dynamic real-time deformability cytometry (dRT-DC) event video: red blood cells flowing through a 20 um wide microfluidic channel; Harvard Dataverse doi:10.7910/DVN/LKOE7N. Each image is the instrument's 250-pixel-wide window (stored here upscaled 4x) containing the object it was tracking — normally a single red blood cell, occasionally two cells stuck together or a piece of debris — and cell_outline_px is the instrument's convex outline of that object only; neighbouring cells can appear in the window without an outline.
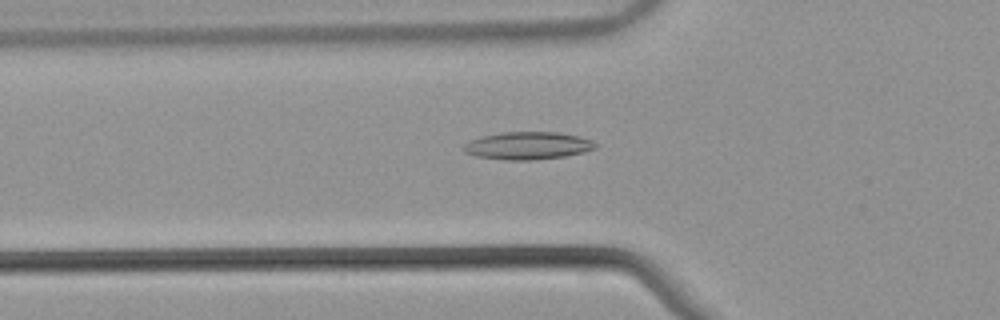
{"species": "common noctule bat (a hibernating species)", "species_latin": "Nyctalus noctula", "temperature_condition": "warm", "stored_images_in_passage": 53, "camera_frame_rate_fps": 3000, "um_per_image_px": 0.085, "animal": {"sex": "male", "body_mass_g": 21.5, "forearm_length_mm": 52.0}, "frame": {"image": 1, "passage_image": 19, "time_ms": 6.0, "image_size_px": [1000, 320], "cell_outline_px": [[596, 148], [584, 152], [564, 156], [532, 160], [504, 160], [476, 156], [464, 152], [464, 144], [468, 140], [480, 136], [500, 132], [560, 132], [592, 140], [596, 144]], "centroid_in_image_um": [44.82, 12.37], "position_along_channel_um": 81.0, "area_um2": 21.27}}
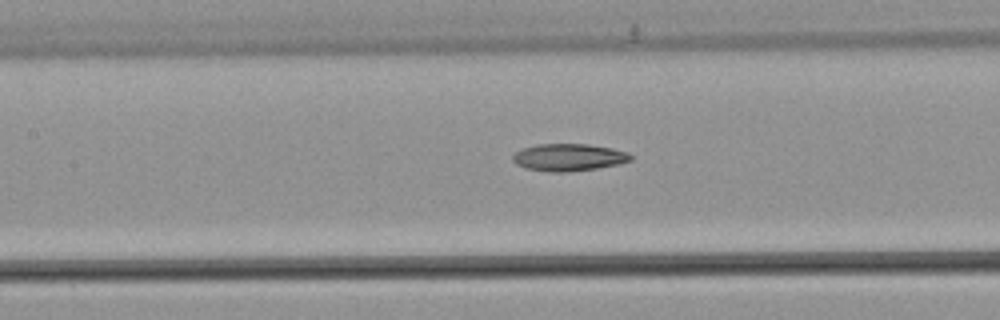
{"frame": {"image": 2, "passage_image": 25, "time_ms": 8.0, "image_size_px": [1000, 320], "cell_outline_px": [[632, 160], [620, 164], [596, 168], [568, 172], [548, 172], [524, 168], [516, 164], [512, 160], [512, 156], [520, 148], [536, 144], [588, 144], [612, 148], [628, 152], [632, 156]], "centroid_in_image_um": [48.32, 13.37], "position_along_channel_um": 159.1, "area_um2": 18.96}}
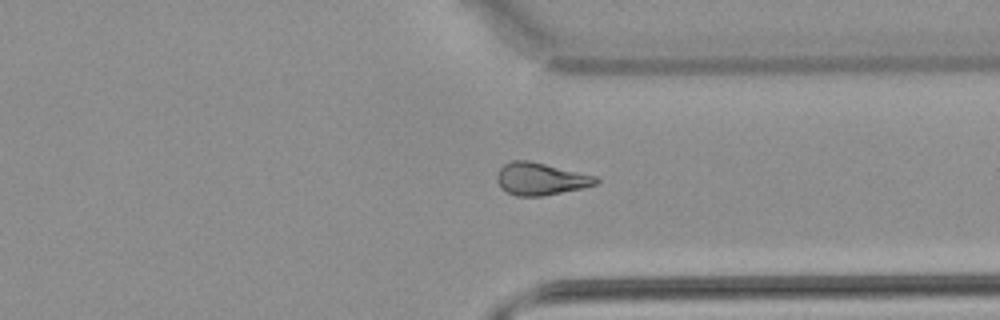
{"frame": {"image": 3, "passage_image": 41, "time_ms": 13.333, "image_size_px": [1000, 320], "cell_outline_px": [[600, 180], [596, 184], [580, 188], [540, 196], [516, 196], [508, 192], [496, 180], [496, 176], [500, 168], [504, 164], [512, 160], [528, 160], [596, 176]], "centroid_in_image_um": [45.93, 15.19], "position_along_channel_um": 365.5, "area_um2": 18.26}}